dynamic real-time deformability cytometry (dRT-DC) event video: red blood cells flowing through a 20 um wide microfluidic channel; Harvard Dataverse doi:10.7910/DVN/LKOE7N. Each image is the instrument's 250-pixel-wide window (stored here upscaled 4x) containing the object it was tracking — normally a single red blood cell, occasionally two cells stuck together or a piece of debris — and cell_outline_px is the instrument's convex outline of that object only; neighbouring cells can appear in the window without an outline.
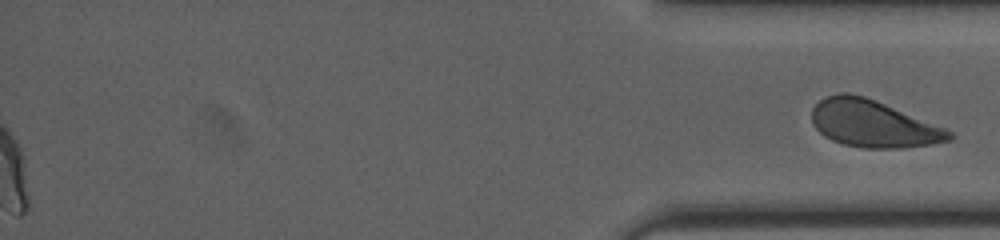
{"species": "human", "species_latin": "Homo sapiens", "temperature_condition": "cold", "stored_images_in_passage": 47, "segment_of_instrument_passage": [2, 2], "camera_frame_rate_fps": 3000, "um_per_image_px": 0.085, "donor": {"sex": "female"}, "frame": {"image": 1, "passage_image": 47, "time_ms": 15.333, "image_size_px": [1000, 240], "cell_outline_px": [[956, 136], [952, 140], [904, 148], [864, 148], [844, 144], [832, 140], [824, 136], [812, 124], [812, 108], [824, 96], [840, 92], [848, 92], [864, 96], [876, 100], [948, 128]], "centroid_in_image_um": [74.24, 10.5], "position_along_channel_um": 361.0, "area_um2": 38.03}}